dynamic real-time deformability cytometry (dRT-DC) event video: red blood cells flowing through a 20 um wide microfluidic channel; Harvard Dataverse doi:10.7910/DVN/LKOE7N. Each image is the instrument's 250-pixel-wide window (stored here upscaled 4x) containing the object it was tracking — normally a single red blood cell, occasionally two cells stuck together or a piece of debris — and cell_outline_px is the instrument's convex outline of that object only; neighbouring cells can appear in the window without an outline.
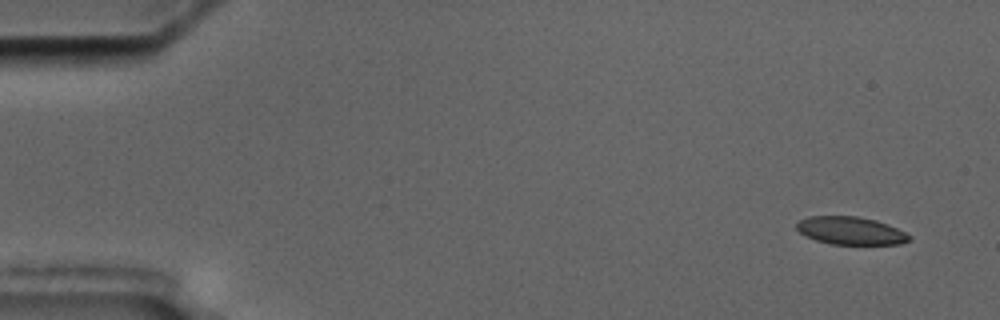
{"species": "common noctule bat (a hibernating species)", "species_latin": "Nyctalus noctula", "temperature_condition": "cold", "stored_images_in_passage": 6, "camera_frame_rate_fps": 3000, "um_per_image_px": 0.085, "animal": {"sex": "male", "body_mass_g": 17.5, "forearm_length_mm": 52.3}, "frame": {"image": 1, "passage_image": 1, "time_ms": 0.0, "image_size_px": [1000, 320], "cell_outline_px": [[912, 240], [900, 244], [832, 244], [816, 240], [800, 232], [796, 228], [796, 224], [800, 220], [808, 216], [856, 216], [876, 220], [888, 224], [912, 236]], "centroid_in_image_um": [72.33, 19.6], "position_along_channel_um": 12.7, "area_um2": 18.21}}